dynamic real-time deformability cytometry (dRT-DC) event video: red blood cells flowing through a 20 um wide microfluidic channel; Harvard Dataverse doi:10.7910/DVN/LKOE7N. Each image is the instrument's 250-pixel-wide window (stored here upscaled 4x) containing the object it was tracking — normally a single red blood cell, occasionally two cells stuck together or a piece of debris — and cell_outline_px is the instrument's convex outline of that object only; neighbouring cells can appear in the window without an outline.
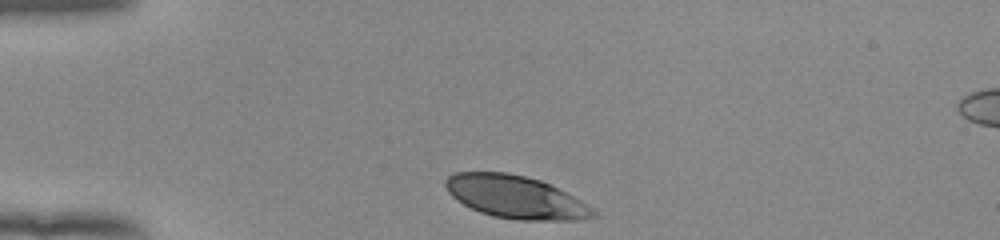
{"species": "human", "species_latin": "Homo sapiens", "temperature_condition": "room temperature", "stored_images_in_passage": 32, "camera_frame_rate_fps": 3000, "um_per_image_px": 0.085, "donor": {"sex": "female"}, "frame": {"image": 1, "passage_image": 1, "time_ms": 0.0, "image_size_px": [1000, 240], "cell_outline_px": [[600, 216], [580, 220], [516, 220], [492, 216], [480, 212], [456, 200], [448, 192], [444, 184], [444, 180], [448, 176], [456, 172], [508, 172], [540, 180], [580, 200], [592, 208]], "centroid_in_image_um": [43.81, 16.75], "position_along_channel_um": 41.2, "area_um2": 36.7}}
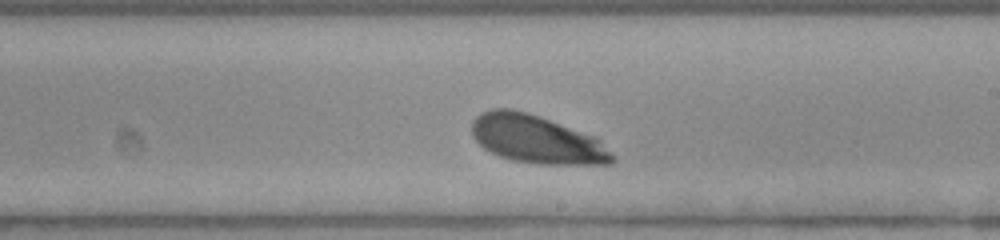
{"frame": {"image": 2, "passage_image": 20, "time_ms": 6.333, "image_size_px": [1000, 240], "cell_outline_px": [[616, 160], [612, 164], [540, 164], [512, 160], [500, 156], [484, 148], [472, 136], [472, 120], [480, 112], [492, 108], [512, 108], [528, 112], [540, 116], [596, 136], [600, 140]], "centroid_in_image_um": [45.61, 11.82], "position_along_channel_um": 243.4, "area_um2": 39.59}}
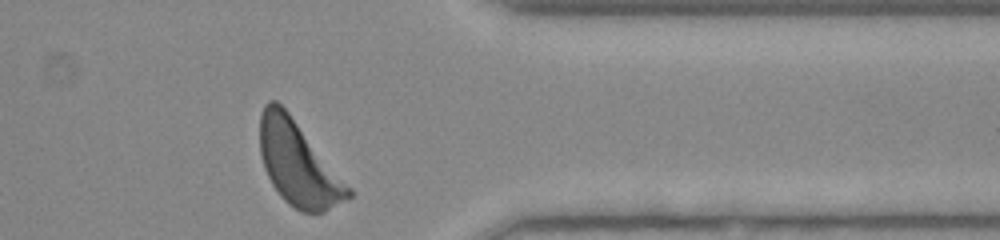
{"frame": {"image": 3, "passage_image": 32, "time_ms": 10.333, "image_size_px": [1000, 240], "cell_outline_px": [[352, 196], [348, 200], [324, 212], [300, 212], [288, 204], [280, 196], [272, 184], [264, 168], [260, 152], [260, 112], [264, 104], [268, 100], [276, 100], [288, 112], [352, 188]], "centroid_in_image_um": [25.35, 13.93], "position_along_channel_um": 386.1, "area_um2": 43.18}, "authors_computed_cell_mechanics": {"area_um2": 39.1017, "velocity_mm_per_s": 3.8083, "shape_relaxation_time_tau1_ms": 1.8687, "shape_relaxation_time_tau2_ms": null, "deformation_change_tau1": 0.1318, "deformation_change_tau2": null}}